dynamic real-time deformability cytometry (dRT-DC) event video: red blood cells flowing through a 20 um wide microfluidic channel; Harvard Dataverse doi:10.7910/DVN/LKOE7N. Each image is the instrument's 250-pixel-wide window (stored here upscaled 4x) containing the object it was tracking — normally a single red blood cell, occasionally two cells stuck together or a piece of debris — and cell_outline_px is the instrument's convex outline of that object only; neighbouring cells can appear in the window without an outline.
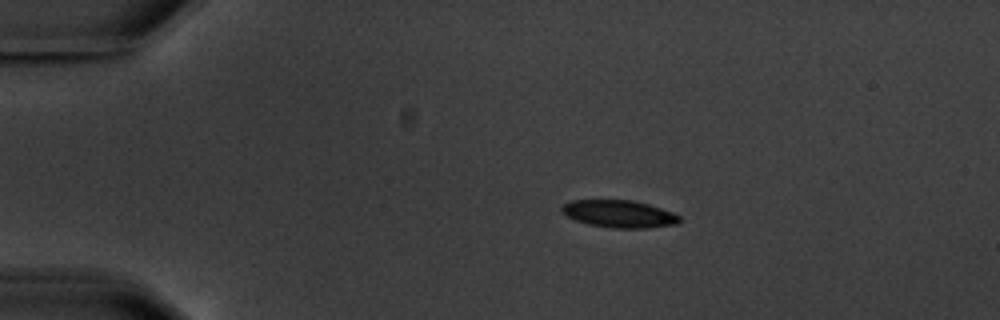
{"species": "common noctule bat (a hibernating species)", "species_latin": "Nyctalus noctula", "temperature_condition": "warm", "stored_images_in_passage": 10, "camera_frame_rate_fps": 3000, "um_per_image_px": 0.085, "animal": {"sex": "male", "body_mass_g": 20.1, "forearm_length_mm": 53.5}, "frame": {"image": 1, "passage_image": 2, "time_ms": 2.0, "image_size_px": [1000, 320], "cell_outline_px": [[680, 220], [676, 224], [648, 228], [612, 228], [588, 224], [576, 220], [560, 212], [560, 208], [564, 204], [572, 200], [632, 200], [648, 204], [672, 212], [680, 216]], "centroid_in_image_um": [52.61, 18.18], "position_along_channel_um": 32.4, "area_um2": 18.73}}
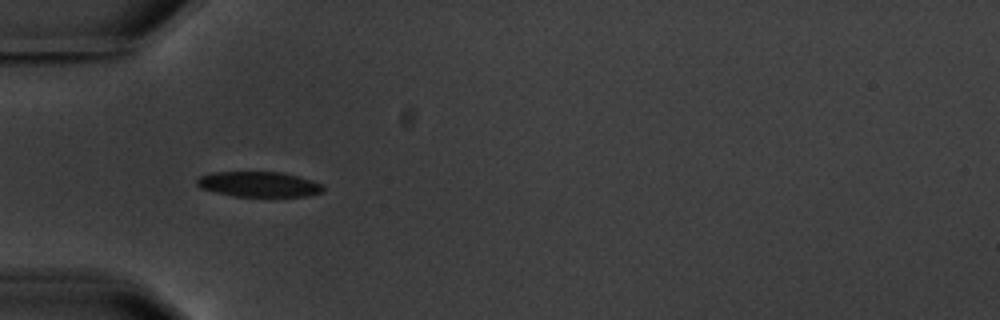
{"frame": {"image": 2, "passage_image": 4, "time_ms": 4.333, "image_size_px": [1000, 320], "cell_outline_px": [[324, 192], [308, 196], [232, 196], [200, 188], [196, 184], [196, 180], [200, 176], [212, 172], [284, 172], [312, 180], [320, 184], [324, 188]], "centroid_in_image_um": [22.0, 15.66], "position_along_channel_um": 63.0, "area_um2": 18.61}}